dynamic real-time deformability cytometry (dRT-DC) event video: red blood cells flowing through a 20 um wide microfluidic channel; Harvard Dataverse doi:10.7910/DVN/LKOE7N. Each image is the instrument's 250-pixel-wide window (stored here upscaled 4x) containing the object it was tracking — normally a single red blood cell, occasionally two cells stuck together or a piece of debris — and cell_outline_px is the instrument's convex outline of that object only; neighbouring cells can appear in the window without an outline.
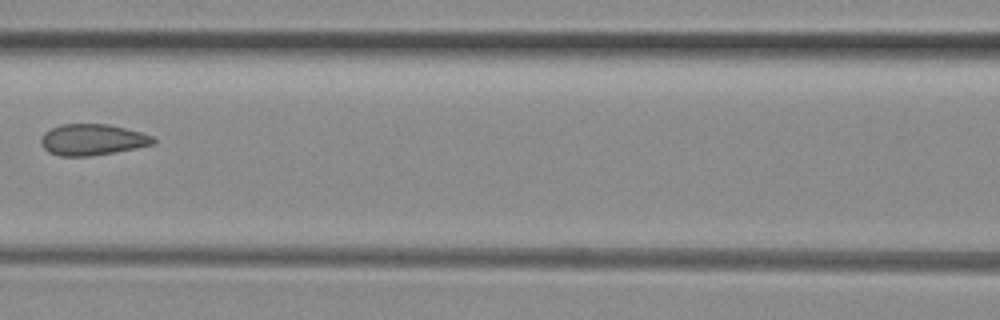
{"species": "common noctule bat (a hibernating species)", "species_latin": "Nyctalus noctula", "temperature_condition": "room temperature", "stored_images_in_passage": 6, "camera_frame_rate_fps": 3000, "um_per_image_px": 0.085, "animal": {"sex": "female", "body_mass_g": 29.2, "forearm_length_mm": 56.3}, "frame": {"image": 1, "passage_image": 5, "time_ms": 1.333, "image_size_px": [1000, 320], "cell_outline_px": [[156, 140], [152, 144], [112, 152], [88, 156], [60, 156], [48, 152], [40, 144], [40, 140], [44, 132], [60, 124], [108, 124], [140, 132], [152, 136]], "centroid_in_image_um": [7.78, 11.86], "position_along_channel_um": 158.8, "area_um2": 20.11}}
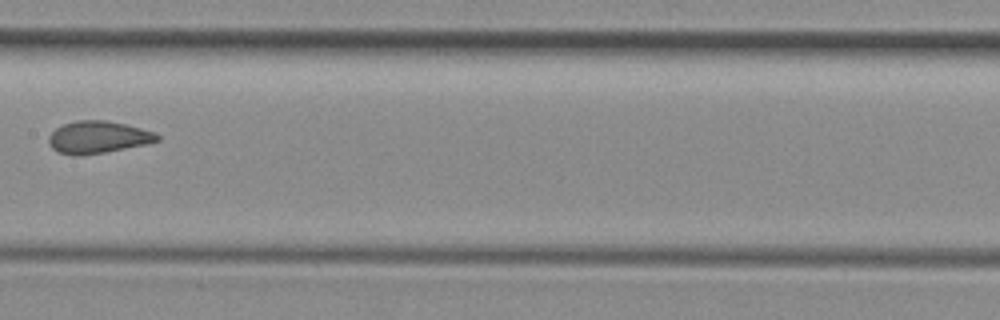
{"frame": {"image": 2, "passage_image": 6, "time_ms": 1.667, "image_size_px": [1000, 320], "cell_outline_px": [[160, 140], [144, 144], [104, 152], [76, 156], [72, 156], [56, 152], [48, 144], [48, 136], [56, 128], [64, 124], [76, 120], [108, 120], [156, 132], [160, 136]], "centroid_in_image_um": [8.29, 11.66], "position_along_channel_um": 199.1, "area_um2": 20.4}}